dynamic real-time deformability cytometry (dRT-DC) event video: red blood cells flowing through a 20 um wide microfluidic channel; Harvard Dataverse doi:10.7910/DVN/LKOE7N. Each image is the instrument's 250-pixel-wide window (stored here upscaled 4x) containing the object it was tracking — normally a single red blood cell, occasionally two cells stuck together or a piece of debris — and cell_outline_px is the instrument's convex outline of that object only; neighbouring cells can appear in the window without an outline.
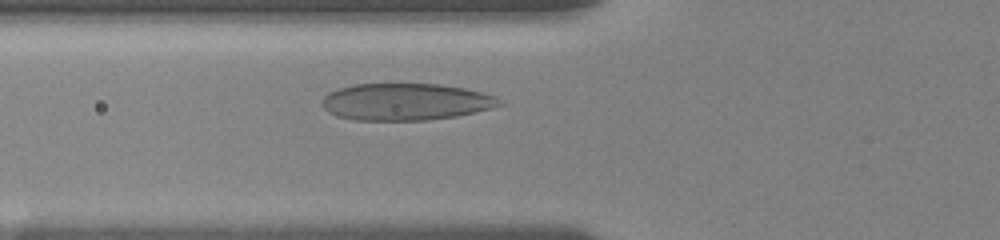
{"species": "human", "species_latin": "Homo sapiens", "temperature_condition": "room temperature", "stored_images_in_passage": 18, "camera_frame_rate_fps": 3000, "um_per_image_px": 0.085, "donor": {"sex": "female"}, "frame": {"image": 1, "passage_image": 9, "time_ms": 3.333, "image_size_px": [1000, 240], "cell_outline_px": [[504, 104], [456, 116], [428, 120], [352, 120], [336, 116], [328, 112], [320, 104], [324, 96], [328, 92], [352, 84], [440, 84], [464, 88], [496, 96]], "centroid_in_image_um": [34.42, 8.65], "position_along_channel_um": 91.4, "area_um2": 38.15}}
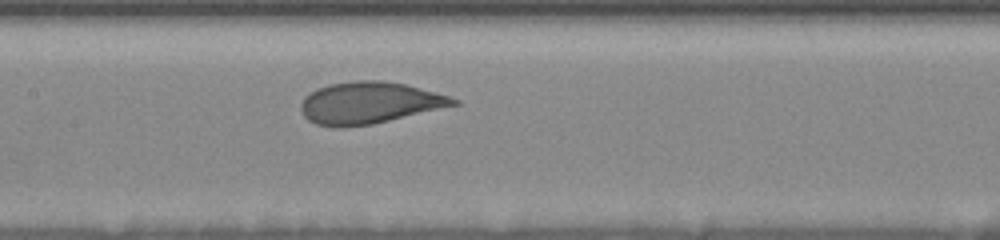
{"frame": {"image": 2, "passage_image": 13, "time_ms": 5.667, "image_size_px": [1000, 240], "cell_outline_px": [[460, 104], [372, 124], [340, 128], [336, 128], [316, 124], [308, 120], [304, 116], [300, 108], [300, 104], [304, 96], [308, 92], [316, 88], [328, 84], [356, 80], [384, 80], [404, 84], [448, 96], [460, 100]], "centroid_in_image_um": [31.33, 8.74], "position_along_channel_um": 176.1, "area_um2": 37.22}}
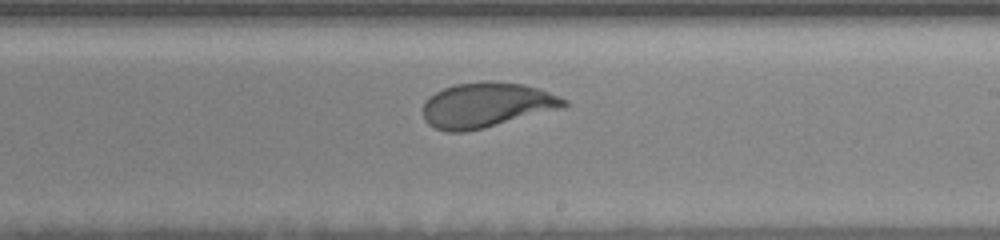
{"frame": {"image": 3, "passage_image": 17, "time_ms": 7.667, "image_size_px": [1000, 240], "cell_outline_px": [[568, 104], [564, 108], [484, 128], [464, 132], [448, 132], [436, 128], [428, 124], [424, 120], [424, 104], [428, 96], [444, 88], [456, 84], [524, 84], [540, 88], [560, 96], [568, 100]], "centroid_in_image_um": [41.39, 8.97], "position_along_channel_um": 247.6, "area_um2": 36.24}}